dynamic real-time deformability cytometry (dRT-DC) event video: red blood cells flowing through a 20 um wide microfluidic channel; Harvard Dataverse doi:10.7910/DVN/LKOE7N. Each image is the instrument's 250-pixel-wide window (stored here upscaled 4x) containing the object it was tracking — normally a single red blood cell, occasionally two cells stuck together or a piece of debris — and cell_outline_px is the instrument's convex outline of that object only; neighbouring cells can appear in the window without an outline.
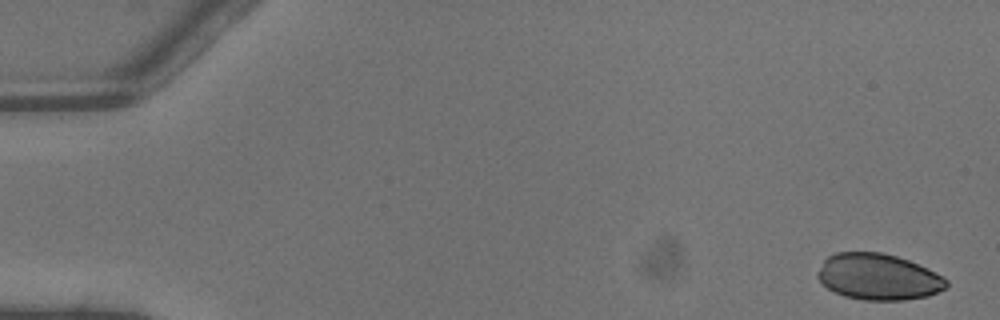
{"species": "common noctule bat (a hibernating species)", "species_latin": "Nyctalus noctula", "temperature_condition": "warm", "stored_images_in_passage": 5, "camera_frame_rate_fps": 3000, "um_per_image_px": 0.085, "animal": {"sex": "male", "body_mass_g": 13.3}, "frame": {"image": 1, "passage_image": 1, "time_ms": 0.0, "image_size_px": [1000, 320], "cell_outline_px": [[948, 288], [928, 296], [904, 300], [864, 300], [844, 296], [828, 288], [816, 276], [824, 260], [828, 256], [836, 252], [880, 252], [896, 256], [908, 260], [936, 272], [944, 276], [948, 280]], "centroid_in_image_um": [74.69, 23.53], "position_along_channel_um": 10.3, "area_um2": 34.68}}